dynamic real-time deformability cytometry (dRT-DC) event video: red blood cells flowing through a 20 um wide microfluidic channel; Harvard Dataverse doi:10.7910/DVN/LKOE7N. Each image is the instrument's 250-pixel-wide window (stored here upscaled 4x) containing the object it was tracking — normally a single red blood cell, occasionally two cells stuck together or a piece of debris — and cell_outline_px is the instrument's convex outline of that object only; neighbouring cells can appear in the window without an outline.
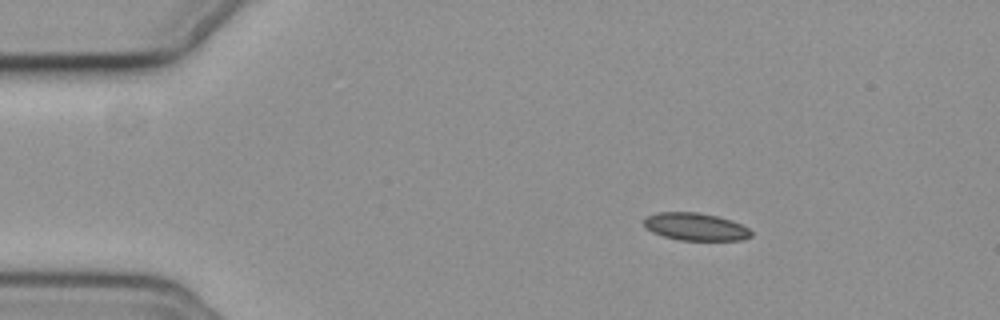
{"species": "common noctule bat (a hibernating species)", "species_latin": "Nyctalus noctula", "temperature_condition": "cold", "stored_images_in_passage": 49, "camera_frame_rate_fps": 3000, "um_per_image_px": 0.085, "animal": {"sex": "female", "body_mass_g": 19.3, "forearm_length_mm": 54.1}, "frame": {"image": 1, "passage_image": 1, "time_ms": 0.0, "image_size_px": [1000, 320], "cell_outline_px": [[752, 236], [744, 240], [680, 240], [664, 236], [652, 232], [644, 224], [644, 220], [648, 216], [660, 212], [696, 212], [716, 216], [732, 220], [748, 228], [752, 232]], "centroid_in_image_um": [59.16, 19.28], "position_along_channel_um": 25.8, "area_um2": 17.05}}
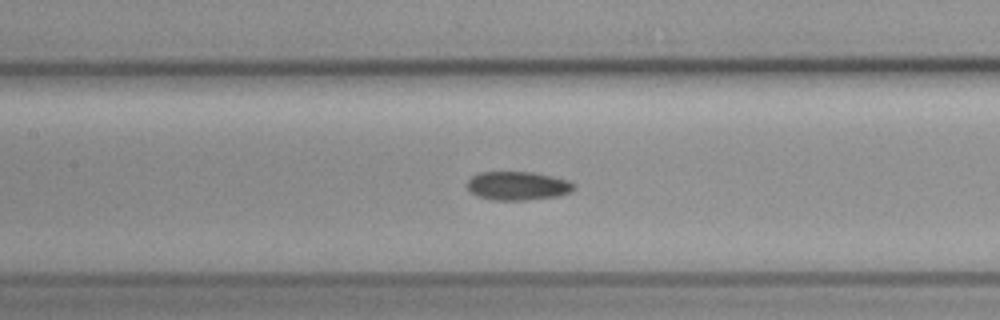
{"frame": {"image": 2, "passage_image": 18, "time_ms": 5.667, "image_size_px": [1000, 320], "cell_outline_px": [[576, 188], [572, 192], [560, 196], [528, 200], [492, 200], [476, 196], [468, 188], [468, 180], [472, 176], [480, 172], [532, 172], [552, 176], [568, 180], [576, 184]], "centroid_in_image_um": [44.06, 15.8], "position_along_channel_um": 163.3, "area_um2": 18.03}}
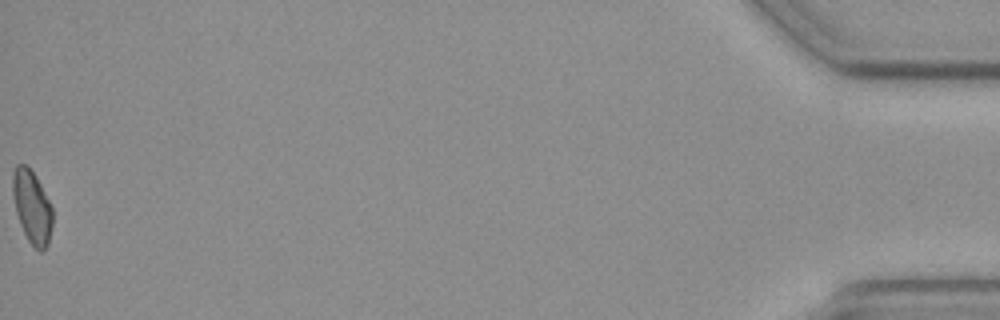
{"frame": {"image": 3, "passage_image": 49, "time_ms": 16.0, "image_size_px": [1000, 320], "cell_outline_px": [[52, 224], [48, 244], [44, 252], [40, 252], [28, 240], [20, 224], [16, 212], [12, 196], [12, 172], [16, 164], [24, 164], [36, 176], [52, 208]], "centroid_in_image_um": [2.7, 17.59], "position_along_channel_um": 432.5, "area_um2": 16.88}, "authors_computed_cell_mechanics": {"area_um2": 17.3978, "velocity_mm_per_s": 3.6693, "shape_relaxation_time_tau1_ms": null, "shape_relaxation_time_tau2_ms": 5.7482, "deformation_change_tau1": null, "deformation_change_tau2": 0.0968}}